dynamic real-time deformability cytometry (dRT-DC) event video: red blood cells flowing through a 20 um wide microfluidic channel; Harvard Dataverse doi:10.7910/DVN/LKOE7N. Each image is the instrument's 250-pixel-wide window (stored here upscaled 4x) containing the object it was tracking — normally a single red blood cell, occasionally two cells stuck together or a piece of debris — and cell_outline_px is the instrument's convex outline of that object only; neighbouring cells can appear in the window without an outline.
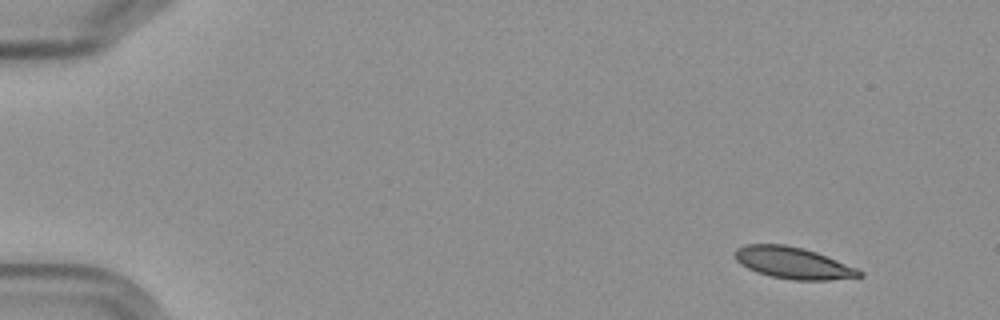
{"species": "Egyptian fruit bat (a non-hibernating species)", "species_latin": "Rousettus aegyptiacus", "temperature_condition": "cold", "stored_images_in_passage": 5, "camera_frame_rate_fps": 3000, "um_per_image_px": 0.085, "frame": {"image": 1, "passage_image": 1, "time_ms": 0.0, "image_size_px": [1000, 320], "cell_outline_px": [[864, 276], [828, 280], [792, 280], [772, 276], [756, 272], [740, 264], [736, 260], [732, 252], [736, 248], [744, 244], [784, 244], [804, 248], [816, 252], [856, 268], [864, 272]], "centroid_in_image_um": [67.37, 22.34], "position_along_channel_um": 17.6, "area_um2": 23.0}}